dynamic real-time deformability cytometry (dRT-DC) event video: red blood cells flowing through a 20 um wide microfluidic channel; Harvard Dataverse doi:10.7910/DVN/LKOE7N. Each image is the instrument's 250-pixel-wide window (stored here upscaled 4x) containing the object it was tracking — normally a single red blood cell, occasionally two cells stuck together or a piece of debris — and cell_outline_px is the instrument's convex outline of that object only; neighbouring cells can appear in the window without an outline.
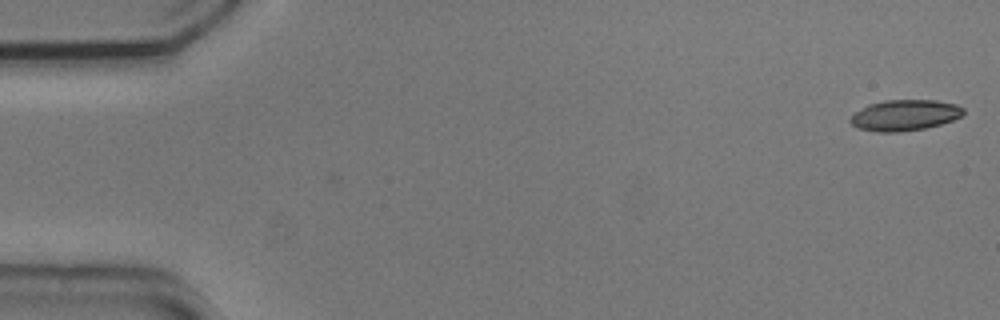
{"species": "common noctule bat (a hibernating species)", "species_latin": "Nyctalus noctula", "temperature_condition": "cold", "stored_images_in_passage": 15, "camera_frame_rate_fps": 3000, "um_per_image_px": 0.085, "animal": {"sex": "male", "body_mass_g": 20.5, "forearm_length_mm": 52.5}, "frame": {"image": 1, "passage_image": 1, "time_ms": 0.0, "image_size_px": [1000, 320], "cell_outline_px": [[964, 112], [960, 116], [952, 120], [940, 124], [924, 128], [900, 132], [876, 132], [860, 128], [852, 124], [848, 120], [856, 112], [868, 104], [884, 100], [936, 100], [956, 104], [964, 108]], "centroid_in_image_um": [76.9, 9.78], "position_along_channel_um": 8.1, "area_um2": 20.23}}